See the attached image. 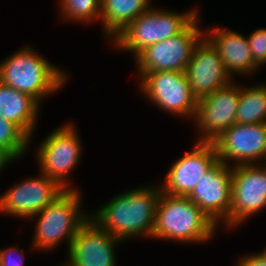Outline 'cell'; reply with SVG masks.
Here are the masks:
<instances>
[{
  "label": "cell",
  "instance_id": "2",
  "mask_svg": "<svg viewBox=\"0 0 266 266\" xmlns=\"http://www.w3.org/2000/svg\"><path fill=\"white\" fill-rule=\"evenodd\" d=\"M216 224L188 197L161 191L152 238L201 242L213 236Z\"/></svg>",
  "mask_w": 266,
  "mask_h": 266
},
{
  "label": "cell",
  "instance_id": "26",
  "mask_svg": "<svg viewBox=\"0 0 266 266\" xmlns=\"http://www.w3.org/2000/svg\"><path fill=\"white\" fill-rule=\"evenodd\" d=\"M11 161H13V159L3 149L0 148V171L6 166L7 163H10Z\"/></svg>",
  "mask_w": 266,
  "mask_h": 266
},
{
  "label": "cell",
  "instance_id": "22",
  "mask_svg": "<svg viewBox=\"0 0 266 266\" xmlns=\"http://www.w3.org/2000/svg\"><path fill=\"white\" fill-rule=\"evenodd\" d=\"M102 0H61L63 18L69 20L94 21L100 18ZM92 19V20H91Z\"/></svg>",
  "mask_w": 266,
  "mask_h": 266
},
{
  "label": "cell",
  "instance_id": "3",
  "mask_svg": "<svg viewBox=\"0 0 266 266\" xmlns=\"http://www.w3.org/2000/svg\"><path fill=\"white\" fill-rule=\"evenodd\" d=\"M66 74L25 47L0 64V82L26 93L38 102L64 84Z\"/></svg>",
  "mask_w": 266,
  "mask_h": 266
},
{
  "label": "cell",
  "instance_id": "7",
  "mask_svg": "<svg viewBox=\"0 0 266 266\" xmlns=\"http://www.w3.org/2000/svg\"><path fill=\"white\" fill-rule=\"evenodd\" d=\"M140 77L142 92L159 108L179 116L195 118L198 100L191 91L185 72H150Z\"/></svg>",
  "mask_w": 266,
  "mask_h": 266
},
{
  "label": "cell",
  "instance_id": "5",
  "mask_svg": "<svg viewBox=\"0 0 266 266\" xmlns=\"http://www.w3.org/2000/svg\"><path fill=\"white\" fill-rule=\"evenodd\" d=\"M80 191L66 190L52 204L45 207L36 223L33 247L52 249L67 239L68 248L80 227L90 218L80 211Z\"/></svg>",
  "mask_w": 266,
  "mask_h": 266
},
{
  "label": "cell",
  "instance_id": "24",
  "mask_svg": "<svg viewBox=\"0 0 266 266\" xmlns=\"http://www.w3.org/2000/svg\"><path fill=\"white\" fill-rule=\"evenodd\" d=\"M13 252L20 254L18 255L19 257H17L20 261H17L18 259L12 257ZM23 262L24 256L22 252L16 248L12 247L8 248L7 250L0 251V266H23Z\"/></svg>",
  "mask_w": 266,
  "mask_h": 266
},
{
  "label": "cell",
  "instance_id": "12",
  "mask_svg": "<svg viewBox=\"0 0 266 266\" xmlns=\"http://www.w3.org/2000/svg\"><path fill=\"white\" fill-rule=\"evenodd\" d=\"M212 143L224 164L230 159L237 162L234 166L252 165L266 158V123H235Z\"/></svg>",
  "mask_w": 266,
  "mask_h": 266
},
{
  "label": "cell",
  "instance_id": "13",
  "mask_svg": "<svg viewBox=\"0 0 266 266\" xmlns=\"http://www.w3.org/2000/svg\"><path fill=\"white\" fill-rule=\"evenodd\" d=\"M229 166L218 160L188 196L216 225L220 220L229 222L232 183Z\"/></svg>",
  "mask_w": 266,
  "mask_h": 266
},
{
  "label": "cell",
  "instance_id": "20",
  "mask_svg": "<svg viewBox=\"0 0 266 266\" xmlns=\"http://www.w3.org/2000/svg\"><path fill=\"white\" fill-rule=\"evenodd\" d=\"M236 123H266V86L241 89Z\"/></svg>",
  "mask_w": 266,
  "mask_h": 266
},
{
  "label": "cell",
  "instance_id": "10",
  "mask_svg": "<svg viewBox=\"0 0 266 266\" xmlns=\"http://www.w3.org/2000/svg\"><path fill=\"white\" fill-rule=\"evenodd\" d=\"M233 82L202 97L197 103L194 120L204 134L200 142H213L236 123L241 87Z\"/></svg>",
  "mask_w": 266,
  "mask_h": 266
},
{
  "label": "cell",
  "instance_id": "4",
  "mask_svg": "<svg viewBox=\"0 0 266 266\" xmlns=\"http://www.w3.org/2000/svg\"><path fill=\"white\" fill-rule=\"evenodd\" d=\"M196 10L181 15L150 7L113 40L117 47L133 52L136 57L146 47L182 32L198 16Z\"/></svg>",
  "mask_w": 266,
  "mask_h": 266
},
{
  "label": "cell",
  "instance_id": "18",
  "mask_svg": "<svg viewBox=\"0 0 266 266\" xmlns=\"http://www.w3.org/2000/svg\"><path fill=\"white\" fill-rule=\"evenodd\" d=\"M40 102L0 82V116L18 125L30 138Z\"/></svg>",
  "mask_w": 266,
  "mask_h": 266
},
{
  "label": "cell",
  "instance_id": "8",
  "mask_svg": "<svg viewBox=\"0 0 266 266\" xmlns=\"http://www.w3.org/2000/svg\"><path fill=\"white\" fill-rule=\"evenodd\" d=\"M266 207V167L239 165L232 167L231 208L228 227L237 226Z\"/></svg>",
  "mask_w": 266,
  "mask_h": 266
},
{
  "label": "cell",
  "instance_id": "23",
  "mask_svg": "<svg viewBox=\"0 0 266 266\" xmlns=\"http://www.w3.org/2000/svg\"><path fill=\"white\" fill-rule=\"evenodd\" d=\"M253 61L259 66L266 63V29H258L247 38Z\"/></svg>",
  "mask_w": 266,
  "mask_h": 266
},
{
  "label": "cell",
  "instance_id": "9",
  "mask_svg": "<svg viewBox=\"0 0 266 266\" xmlns=\"http://www.w3.org/2000/svg\"><path fill=\"white\" fill-rule=\"evenodd\" d=\"M43 141L37 152L41 173L57 181L65 190H73L68 187L66 177L78 163L82 150L73 125H63Z\"/></svg>",
  "mask_w": 266,
  "mask_h": 266
},
{
  "label": "cell",
  "instance_id": "11",
  "mask_svg": "<svg viewBox=\"0 0 266 266\" xmlns=\"http://www.w3.org/2000/svg\"><path fill=\"white\" fill-rule=\"evenodd\" d=\"M65 191L57 181L41 173L6 191L0 197V211L17 217L37 216Z\"/></svg>",
  "mask_w": 266,
  "mask_h": 266
},
{
  "label": "cell",
  "instance_id": "15",
  "mask_svg": "<svg viewBox=\"0 0 266 266\" xmlns=\"http://www.w3.org/2000/svg\"><path fill=\"white\" fill-rule=\"evenodd\" d=\"M185 73L197 100L231 83L217 50L205 37L195 46Z\"/></svg>",
  "mask_w": 266,
  "mask_h": 266
},
{
  "label": "cell",
  "instance_id": "6",
  "mask_svg": "<svg viewBox=\"0 0 266 266\" xmlns=\"http://www.w3.org/2000/svg\"><path fill=\"white\" fill-rule=\"evenodd\" d=\"M197 20L198 17L179 34L141 51L135 57L139 75L160 71L185 72L195 46L203 38Z\"/></svg>",
  "mask_w": 266,
  "mask_h": 266
},
{
  "label": "cell",
  "instance_id": "17",
  "mask_svg": "<svg viewBox=\"0 0 266 266\" xmlns=\"http://www.w3.org/2000/svg\"><path fill=\"white\" fill-rule=\"evenodd\" d=\"M204 37L217 50L225 70L231 76L234 73H251L258 65L251 57L249 41L243 35L221 28H214L210 36Z\"/></svg>",
  "mask_w": 266,
  "mask_h": 266
},
{
  "label": "cell",
  "instance_id": "14",
  "mask_svg": "<svg viewBox=\"0 0 266 266\" xmlns=\"http://www.w3.org/2000/svg\"><path fill=\"white\" fill-rule=\"evenodd\" d=\"M194 147L171 166L164 186L160 187L162 192L188 197L202 176L218 161L213 143L198 141Z\"/></svg>",
  "mask_w": 266,
  "mask_h": 266
},
{
  "label": "cell",
  "instance_id": "19",
  "mask_svg": "<svg viewBox=\"0 0 266 266\" xmlns=\"http://www.w3.org/2000/svg\"><path fill=\"white\" fill-rule=\"evenodd\" d=\"M101 3L103 30L113 39L150 8V0H102Z\"/></svg>",
  "mask_w": 266,
  "mask_h": 266
},
{
  "label": "cell",
  "instance_id": "1",
  "mask_svg": "<svg viewBox=\"0 0 266 266\" xmlns=\"http://www.w3.org/2000/svg\"><path fill=\"white\" fill-rule=\"evenodd\" d=\"M160 193L159 188L133 189L113 197L90 218L121 241L138 234L152 237Z\"/></svg>",
  "mask_w": 266,
  "mask_h": 266
},
{
  "label": "cell",
  "instance_id": "16",
  "mask_svg": "<svg viewBox=\"0 0 266 266\" xmlns=\"http://www.w3.org/2000/svg\"><path fill=\"white\" fill-rule=\"evenodd\" d=\"M119 242L89 218L71 242L65 266H115L114 244Z\"/></svg>",
  "mask_w": 266,
  "mask_h": 266
},
{
  "label": "cell",
  "instance_id": "21",
  "mask_svg": "<svg viewBox=\"0 0 266 266\" xmlns=\"http://www.w3.org/2000/svg\"><path fill=\"white\" fill-rule=\"evenodd\" d=\"M29 141L30 137L18 125L0 116V148L13 160L25 152Z\"/></svg>",
  "mask_w": 266,
  "mask_h": 266
},
{
  "label": "cell",
  "instance_id": "25",
  "mask_svg": "<svg viewBox=\"0 0 266 266\" xmlns=\"http://www.w3.org/2000/svg\"><path fill=\"white\" fill-rule=\"evenodd\" d=\"M238 264L237 266H266V252L263 250L259 254L243 257Z\"/></svg>",
  "mask_w": 266,
  "mask_h": 266
}]
</instances>
